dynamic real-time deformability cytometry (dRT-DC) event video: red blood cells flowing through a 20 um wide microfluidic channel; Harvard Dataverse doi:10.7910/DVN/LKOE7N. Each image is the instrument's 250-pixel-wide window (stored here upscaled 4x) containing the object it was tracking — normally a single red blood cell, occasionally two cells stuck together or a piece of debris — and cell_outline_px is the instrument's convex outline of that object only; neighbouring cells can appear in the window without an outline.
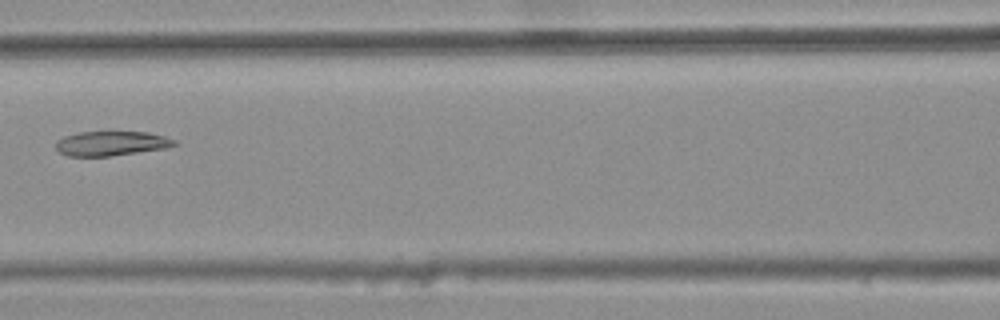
{"species": "common noctule bat (a hibernating species)", "species_latin": "Nyctalus noctula", "temperature_condition": "warm", "stored_images_in_passage": 4, "camera_frame_rate_fps": 3000, "um_per_image_px": 0.085, "animal": {"sex": "female", "body_mass_g": 25.1}, "frame": {"image": 1, "passage_image": 4, "time_ms": 1.0, "image_size_px": [1000, 320], "cell_outline_px": [[180, 144], [164, 148], [108, 156], [68, 156], [60, 152], [56, 148], [56, 140], [64, 136], [80, 132], [148, 132], [164, 136], [176, 140]], "centroid_in_image_um": [9.46, 12.18], "position_along_channel_um": 157.1, "area_um2": 16.82}}